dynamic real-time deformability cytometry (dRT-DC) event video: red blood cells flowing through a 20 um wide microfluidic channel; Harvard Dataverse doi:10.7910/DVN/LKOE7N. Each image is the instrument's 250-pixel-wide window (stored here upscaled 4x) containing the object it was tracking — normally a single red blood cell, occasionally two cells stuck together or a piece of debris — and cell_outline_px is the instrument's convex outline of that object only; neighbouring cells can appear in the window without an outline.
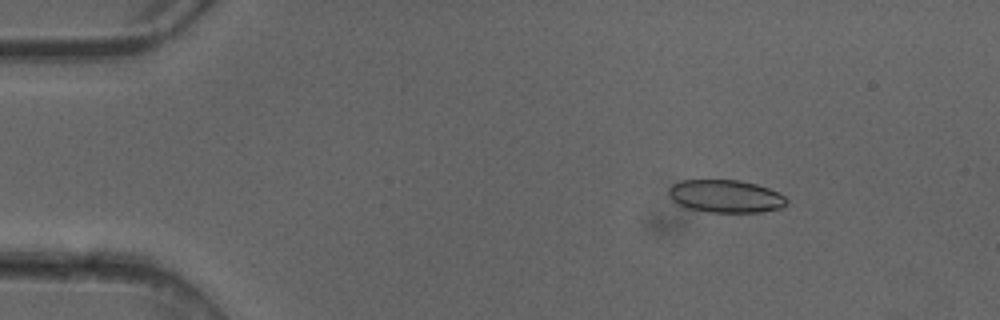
{"species": "common noctule bat (a hibernating species)", "species_latin": "Nyctalus noctula", "temperature_condition": "cold", "stored_images_in_passage": 4, "camera_frame_rate_fps": 3000, "um_per_image_px": 0.085, "animal": {"sex": "female"}, "frame": {"image": 1, "passage_image": 2, "time_ms": 0.333, "image_size_px": [1000, 320], "cell_outline_px": [[788, 204], [780, 208], [760, 212], [708, 212], [688, 208], [680, 204], [668, 192], [668, 188], [672, 184], [680, 180], [740, 180], [756, 184], [768, 188], [784, 196], [788, 200]], "centroid_in_image_um": [61.7, 16.67], "position_along_channel_um": 23.3, "area_um2": 22.31}}